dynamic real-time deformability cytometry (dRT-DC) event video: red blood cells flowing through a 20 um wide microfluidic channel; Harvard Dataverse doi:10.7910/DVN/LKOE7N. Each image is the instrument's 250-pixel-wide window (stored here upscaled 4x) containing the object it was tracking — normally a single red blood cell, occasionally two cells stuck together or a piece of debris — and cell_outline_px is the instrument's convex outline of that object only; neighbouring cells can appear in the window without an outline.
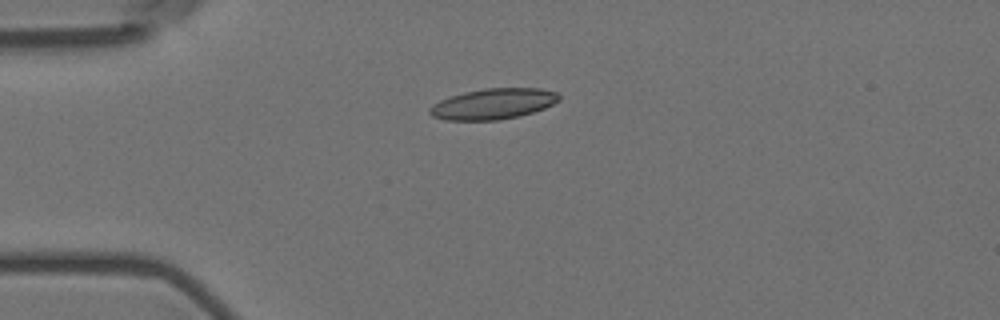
{"species": "Egyptian fruit bat (a non-hibernating species)", "species_latin": "Rousettus aegyptiacus", "temperature_condition": "room temperature", "stored_images_in_passage": 44, "camera_frame_rate_fps": 3000, "um_per_image_px": 0.085, "animal": {"sex": "female"}, "frame": {"image": 1, "passage_image": 1, "time_ms": 0.0, "image_size_px": [1000, 320], "cell_outline_px": [[560, 100], [544, 108], [520, 116], [500, 120], [444, 120], [432, 116], [428, 112], [428, 108], [432, 104], [440, 100], [464, 92], [484, 88], [540, 88], [556, 92], [560, 96]], "centroid_in_image_um": [41.9, 8.83], "position_along_channel_um": 43.1, "area_um2": 23.24}}
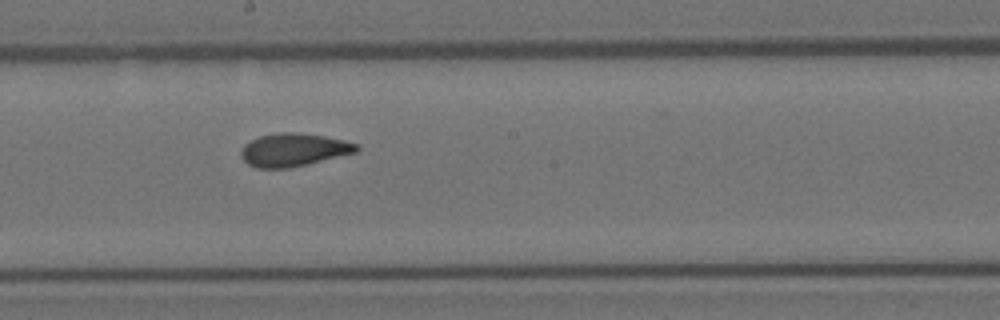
{"frame": {"image": 2, "passage_image": 18, "time_ms": 5.667, "image_size_px": [1000, 320], "cell_outline_px": [[360, 148], [356, 152], [308, 164], [288, 168], [256, 168], [248, 164], [240, 156], [240, 152], [244, 144], [260, 136], [280, 132], [292, 132], [324, 136], [344, 140], [356, 144]], "centroid_in_image_um": [24.93, 12.74], "position_along_channel_um": 223.3, "area_um2": 22.08}}
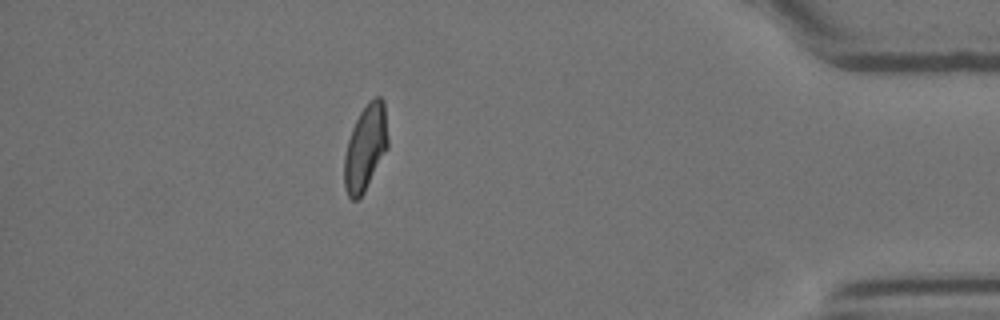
{"frame": {"image": 3, "passage_image": 37, "time_ms": 12.0, "image_size_px": [1000, 320], "cell_outline_px": [[388, 148], [364, 192], [356, 200], [352, 200], [348, 196], [344, 188], [344, 156], [348, 140], [352, 128], [360, 112], [368, 100], [376, 96], [380, 96], [384, 100], [388, 140]], "centroid_in_image_um": [31.06, 12.53], "position_along_channel_um": 404.1, "area_um2": 21.91}, "authors_computed_cell_mechanics": {"area_um2": 22.0796, "velocity_mm_per_s": 3.5827, "shape_relaxation_time_tau1_ms": 5.2149, "shape_relaxation_time_tau2_ms": 1.9259, "deformation_change_tau1": 0.1596, "deformation_change_tau2": 0.0751}}